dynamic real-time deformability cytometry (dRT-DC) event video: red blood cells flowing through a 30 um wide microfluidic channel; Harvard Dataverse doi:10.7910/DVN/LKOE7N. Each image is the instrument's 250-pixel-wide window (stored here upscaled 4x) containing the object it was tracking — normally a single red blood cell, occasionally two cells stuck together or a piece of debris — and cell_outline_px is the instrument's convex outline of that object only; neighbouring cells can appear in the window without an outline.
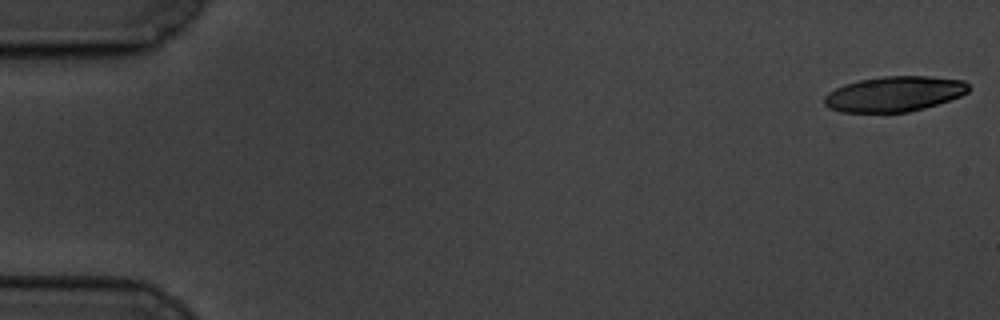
{"species": "common noctule bat (a hibernating species)", "species_latin": "Nyctalus noctula", "temperature_condition": "cold", "stored_images_in_passage": 59, "camera_frame_rate_fps": 3000, "um_per_image_px": 0.085, "animal": {"sex": "male", "body_mass_g": 19.5, "forearm_length_mm": 54.6}, "frame": {"image": 1, "passage_image": 1, "time_ms": 0.0, "image_size_px": [1000, 320], "cell_outline_px": [[968, 92], [960, 96], [924, 108], [908, 112], [840, 112], [828, 108], [824, 104], [824, 96], [828, 92], [844, 84], [860, 80], [884, 76], [928, 76], [964, 80], [968, 84]], "centroid_in_image_um": [75.98, 7.98], "position_along_channel_um": 9.0, "area_um2": 29.59}}